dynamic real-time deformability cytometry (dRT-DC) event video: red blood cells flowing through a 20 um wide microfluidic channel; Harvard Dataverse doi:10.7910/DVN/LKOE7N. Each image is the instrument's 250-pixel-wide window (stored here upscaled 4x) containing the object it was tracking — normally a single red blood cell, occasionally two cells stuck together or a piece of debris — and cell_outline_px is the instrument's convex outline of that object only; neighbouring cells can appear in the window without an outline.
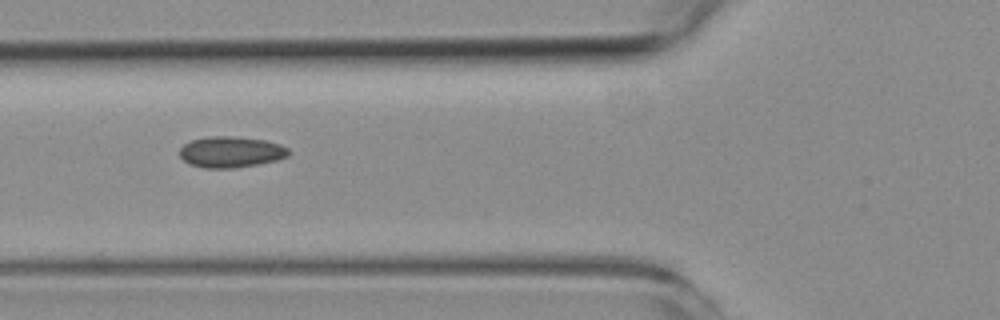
{"species": "common noctule bat (a hibernating species)", "species_latin": "Nyctalus noctula", "temperature_condition": "room temperature", "stored_images_in_passage": 9, "camera_frame_rate_fps": 3000, "um_per_image_px": 0.085, "animal": {"sex": "female", "body_mass_g": 19.3, "forearm_length_mm": 54.1}, "frame": {"image": 1, "passage_image": 6, "time_ms": 6.333, "image_size_px": [1000, 320], "cell_outline_px": [[292, 152], [288, 156], [276, 160], [256, 164], [232, 168], [204, 168], [188, 164], [180, 156], [180, 148], [184, 144], [192, 140], [208, 136], [236, 136], [264, 140], [280, 144], [288, 148]], "centroid_in_image_um": [19.63, 12.91], "position_along_channel_um": 106.2, "area_um2": 19.77}}
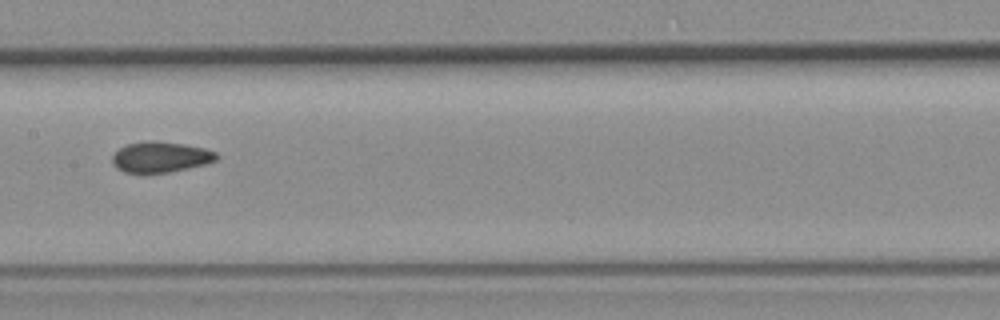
{"frame": {"image": 2, "passage_image": 8, "time_ms": 8.667, "image_size_px": [1000, 320], "cell_outline_px": [[220, 156], [216, 160], [208, 164], [168, 172], [144, 176], [124, 172], [116, 168], [112, 164], [112, 156], [120, 148], [128, 144], [148, 140], [152, 140], [184, 144], [204, 148], [216, 152]], "centroid_in_image_um": [13.63, 13.38], "position_along_channel_um": 193.8, "area_um2": 19.25}}
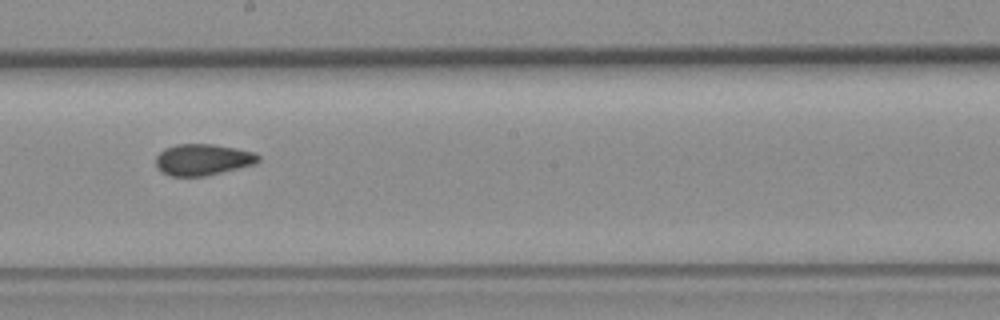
{"frame": {"image": 3, "passage_image": 9, "time_ms": 9.667, "image_size_px": [1000, 320], "cell_outline_px": [[260, 160], [256, 164], [204, 176], [168, 176], [160, 172], [156, 164], [156, 156], [164, 148], [176, 144], [212, 144], [236, 148], [256, 152], [260, 156]], "centroid_in_image_um": [17.24, 13.57], "position_along_channel_um": 231.0, "area_um2": 18.9}}